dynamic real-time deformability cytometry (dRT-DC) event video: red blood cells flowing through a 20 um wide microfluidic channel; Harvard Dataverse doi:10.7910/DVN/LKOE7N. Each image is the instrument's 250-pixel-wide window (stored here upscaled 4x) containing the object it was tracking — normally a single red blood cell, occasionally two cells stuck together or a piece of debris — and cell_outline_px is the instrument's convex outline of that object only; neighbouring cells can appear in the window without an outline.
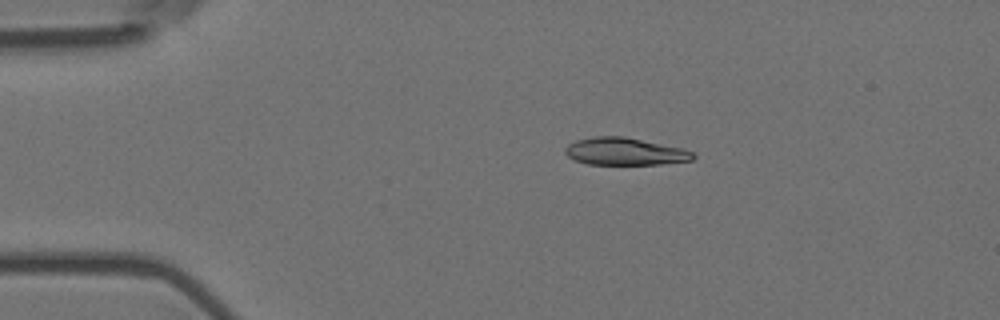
{"species": "Egyptian fruit bat (a non-hibernating species)", "species_latin": "Rousettus aegyptiacus", "temperature_condition": "room temperature", "stored_images_in_passage": 4, "camera_frame_rate_fps": 3000, "um_per_image_px": 0.085, "animal": {"sex": "female"}, "frame": {"image": 1, "passage_image": 3, "time_ms": 0.667, "image_size_px": [1000, 320], "cell_outline_px": [[696, 156], [692, 160], [660, 164], [588, 164], [576, 160], [568, 156], [564, 152], [564, 148], [568, 144], [576, 140], [596, 136], [624, 136], [684, 148], [692, 152]], "centroid_in_image_um": [53.12, 12.87], "position_along_channel_um": 31.9, "area_um2": 20.4}}